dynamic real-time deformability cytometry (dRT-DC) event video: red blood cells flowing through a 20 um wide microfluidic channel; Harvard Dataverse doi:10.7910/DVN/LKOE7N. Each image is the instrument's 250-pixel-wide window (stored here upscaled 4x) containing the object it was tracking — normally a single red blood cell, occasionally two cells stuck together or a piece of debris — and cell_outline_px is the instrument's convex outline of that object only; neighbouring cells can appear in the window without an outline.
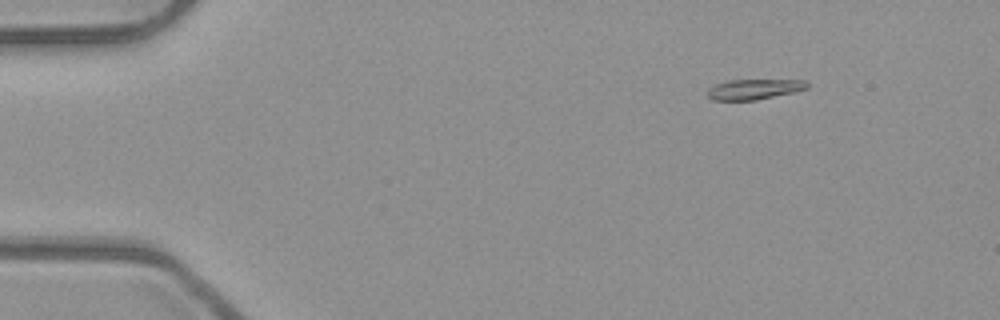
{"species": "common noctule bat (a hibernating species)", "species_latin": "Nyctalus noctula", "temperature_condition": "room temperature", "stored_images_in_passage": 4, "camera_frame_rate_fps": 3000, "um_per_image_px": 0.085, "animal": {"sex": "male", "body_mass_g": 23.1, "forearm_length_mm": 52.7}, "frame": {"image": 1, "passage_image": 4, "time_ms": 1.0, "image_size_px": [1000, 320], "cell_outline_px": [[808, 88], [792, 92], [756, 100], [712, 100], [708, 96], [708, 88], [716, 84], [728, 80], [804, 80], [808, 84]], "centroid_in_image_um": [64.07, 7.58], "position_along_channel_um": 20.9, "area_um2": 11.62}}